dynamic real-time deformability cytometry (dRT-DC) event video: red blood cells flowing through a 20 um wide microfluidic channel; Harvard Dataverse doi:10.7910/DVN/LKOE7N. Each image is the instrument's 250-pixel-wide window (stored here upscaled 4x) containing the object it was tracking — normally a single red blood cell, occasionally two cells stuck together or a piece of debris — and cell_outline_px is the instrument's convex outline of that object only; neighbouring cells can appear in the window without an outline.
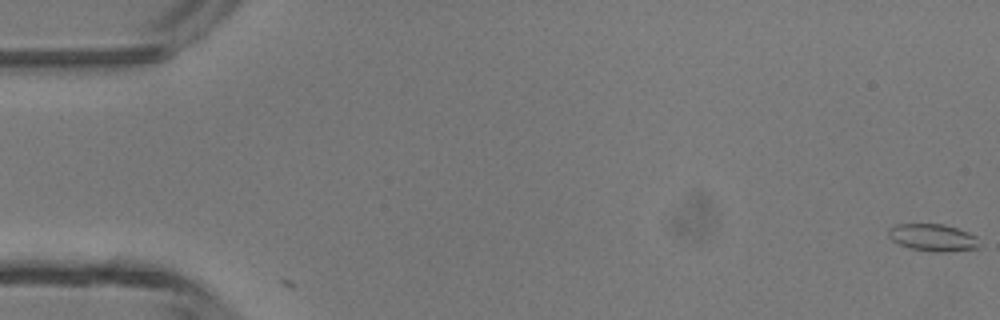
{"species": "common noctule bat (a hibernating species)", "species_latin": "Nyctalus noctula", "temperature_condition": "room temperature", "stored_images_in_passage": 2, "camera_frame_rate_fps": 3000, "um_per_image_px": 0.085, "animal": {"sex": "male", "body_mass_g": 13.3}, "frame": {"image": 1, "passage_image": 1, "time_ms": 0.0, "image_size_px": [1000, 320], "cell_outline_px": [[980, 248], [944, 252], [932, 252], [912, 248], [900, 244], [892, 240], [888, 236], [888, 228], [896, 224], [944, 224], [968, 232], [976, 236]], "centroid_in_image_um": [79.29, 20.19], "position_along_channel_um": 5.7, "area_um2": 14.39}}